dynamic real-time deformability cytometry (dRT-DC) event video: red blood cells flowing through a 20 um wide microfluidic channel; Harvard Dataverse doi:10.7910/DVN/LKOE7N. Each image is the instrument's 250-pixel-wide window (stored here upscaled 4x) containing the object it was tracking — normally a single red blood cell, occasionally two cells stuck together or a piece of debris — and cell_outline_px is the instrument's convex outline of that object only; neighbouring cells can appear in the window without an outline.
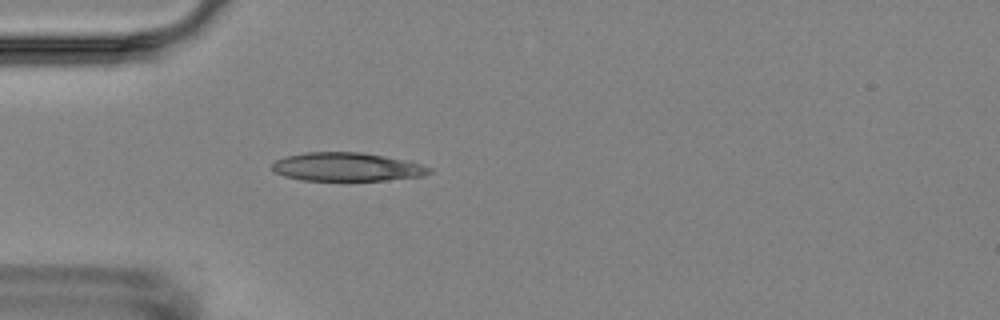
{"species": "Egyptian fruit bat (a non-hibernating species)", "species_latin": "Rousettus aegyptiacus", "temperature_condition": "room temperature", "stored_images_in_passage": 3, "camera_frame_rate_fps": 3000, "um_per_image_px": 0.085, "animal": {"sex": "female"}, "frame": {"image": 1, "passage_image": 3, "time_ms": 2.333, "image_size_px": [1000, 320], "cell_outline_px": [[432, 172], [424, 176], [388, 180], [300, 180], [284, 176], [276, 172], [272, 168], [272, 164], [276, 160], [284, 156], [308, 152], [360, 152], [384, 156], [420, 164], [432, 168]], "centroid_in_image_um": [29.48, 14.19], "position_along_channel_um": 55.5, "area_um2": 26.01}}